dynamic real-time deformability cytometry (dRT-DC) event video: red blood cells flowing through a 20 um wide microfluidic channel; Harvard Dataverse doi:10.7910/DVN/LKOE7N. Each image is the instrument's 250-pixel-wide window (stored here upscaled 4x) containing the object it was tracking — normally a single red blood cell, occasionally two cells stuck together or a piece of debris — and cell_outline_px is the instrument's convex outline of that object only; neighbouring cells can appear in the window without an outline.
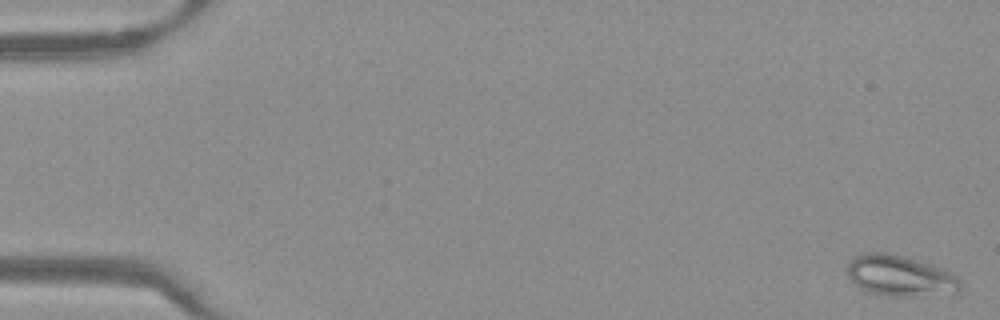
{"species": "Egyptian fruit bat (a non-hibernating species)", "species_latin": "Rousettus aegyptiacus", "temperature_condition": "warm", "stored_images_in_passage": 53, "camera_frame_rate_fps": 3000, "um_per_image_px": 0.085, "frame": {"image": 1, "passage_image": 2, "time_ms": 0.333, "image_size_px": [1000, 320], "cell_outline_px": [[960, 292], [904, 296], [896, 296], [868, 292], [860, 288], [848, 276], [848, 260], [852, 256], [864, 252], [888, 252], [932, 264], [952, 272], [960, 280]], "centroid_in_image_um": [76.48, 23.41], "position_along_channel_um": 8.5, "area_um2": 26.88}}
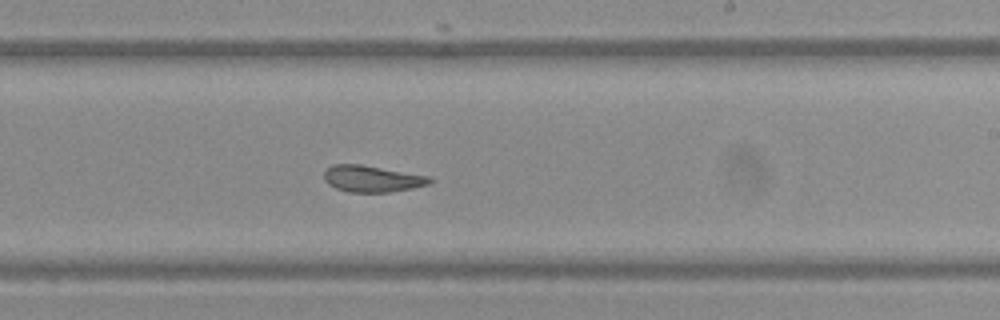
{"frame": {"image": 2, "passage_image": 32, "time_ms": 10.333, "image_size_px": [1000, 320], "cell_outline_px": [[432, 184], [412, 188], [388, 192], [348, 192], [336, 188], [328, 184], [324, 180], [324, 172], [332, 164], [360, 164], [432, 176]], "centroid_in_image_um": [31.65, 15.19], "position_along_channel_um": 257.3, "area_um2": 16.47}}
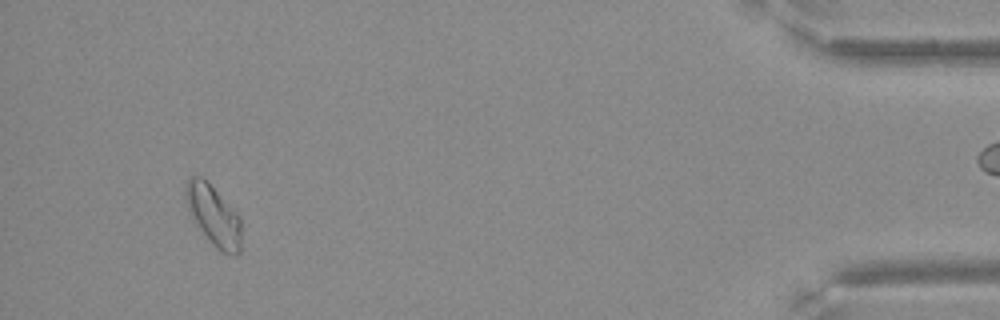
{"frame": {"image": 3, "passage_image": 49, "time_ms": 16.0, "image_size_px": [1000, 320], "cell_outline_px": [[240, 252], [236, 256], [220, 252], [208, 240], [192, 216], [188, 208], [184, 196], [184, 188], [188, 180], [192, 176], [200, 176], [208, 180], [240, 216]], "centroid_in_image_um": [18.15, 18.29], "position_along_channel_um": 417.0, "area_um2": 19.65}}